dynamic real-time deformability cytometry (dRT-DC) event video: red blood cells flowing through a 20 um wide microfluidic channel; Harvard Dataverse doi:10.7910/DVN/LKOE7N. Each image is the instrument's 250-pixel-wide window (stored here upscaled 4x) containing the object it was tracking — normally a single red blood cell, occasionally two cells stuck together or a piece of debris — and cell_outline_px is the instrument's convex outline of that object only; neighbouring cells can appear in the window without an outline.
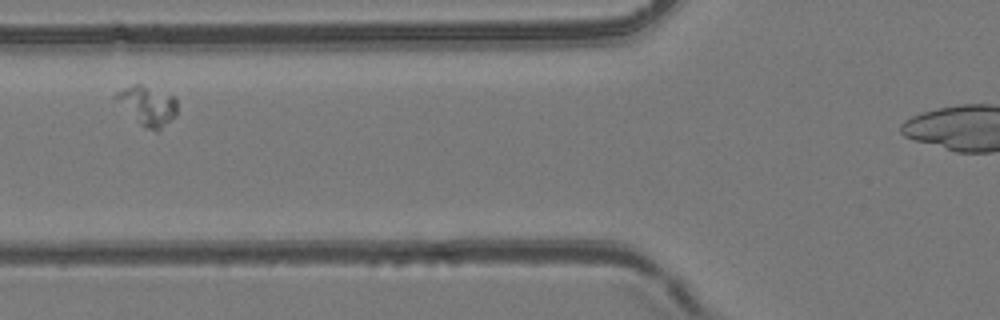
{"species": "common noctule bat (a hibernating species)", "species_latin": "Nyctalus noctula", "temperature_condition": "room temperature", "stored_images_in_passage": 5, "camera_frame_rate_fps": 3000, "um_per_image_px": 0.085, "animal": {"sex": "female", "body_mass_g": 24.6, "forearm_length_mm": 56.2}, "frame": {"image": 1, "passage_image": 4, "time_ms": 3.667, "image_size_px": [1000, 320], "cell_outline_px": [[176, 116], [160, 132], [156, 132], [140, 124], [112, 96], [116, 92], [132, 84], [140, 84], [176, 96]], "centroid_in_image_um": [12.58, 8.99], "position_along_channel_um": 113.2, "area_um2": 14.05}}